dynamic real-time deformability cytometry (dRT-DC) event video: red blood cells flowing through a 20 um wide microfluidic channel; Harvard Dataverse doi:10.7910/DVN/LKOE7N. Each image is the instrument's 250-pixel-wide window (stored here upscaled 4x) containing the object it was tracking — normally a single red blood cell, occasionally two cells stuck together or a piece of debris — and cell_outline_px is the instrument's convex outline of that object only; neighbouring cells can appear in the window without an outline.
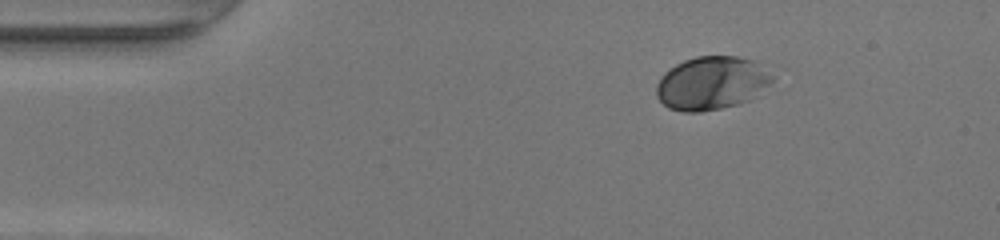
{"species": "human", "species_latin": "Homo sapiens", "temperature_condition": "warm", "stored_images_in_passage": 42, "camera_frame_rate_fps": 3000, "um_per_image_px": 0.085, "donor": {"sex": "female"}, "frame": {"image": 1, "passage_image": 1, "time_ms": 0.0, "image_size_px": [1000, 240], "cell_outline_px": [[776, 80], [760, 96], [736, 104], [720, 108], [700, 112], [684, 112], [668, 108], [656, 96], [656, 84], [660, 76], [664, 72], [676, 64], [684, 60], [696, 56], [736, 56], [752, 60], [776, 72]], "centroid_in_image_um": [60.57, 7.05], "position_along_channel_um": 24.4, "area_um2": 36.88}}
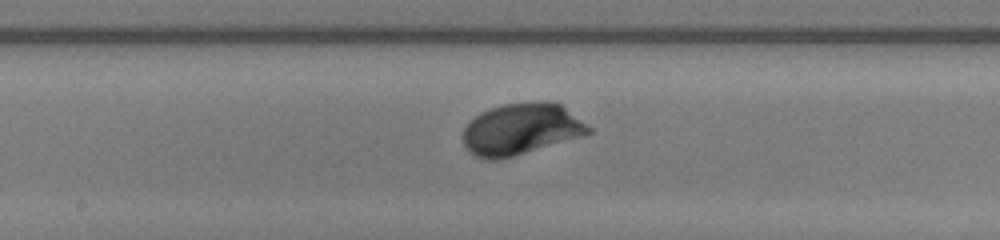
{"frame": {"image": 2, "passage_image": 19, "time_ms": 6.0, "image_size_px": [1000, 240], "cell_outline_px": [[592, 132], [584, 136], [512, 156], [496, 160], [492, 160], [476, 156], [468, 152], [464, 144], [464, 128], [480, 112], [500, 104], [536, 100], [548, 100], [560, 104], [592, 128]], "centroid_in_image_um": [44.31, 10.95], "position_along_channel_um": 203.9, "area_um2": 37.69}}
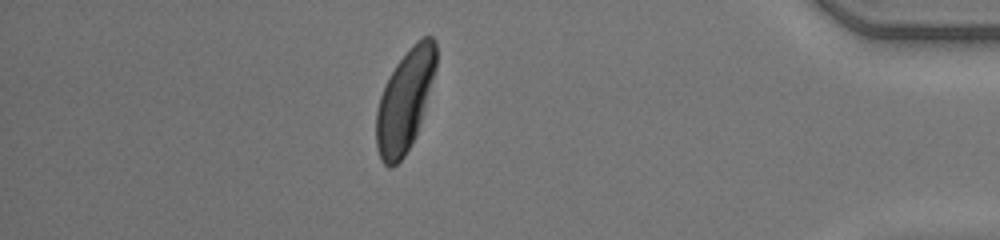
{"frame": {"image": 3, "passage_image": 36, "time_ms": 11.667, "image_size_px": [1000, 240], "cell_outline_px": [[436, 68], [416, 136], [404, 156], [392, 168], [388, 168], [380, 160], [376, 148], [376, 112], [380, 96], [384, 84], [396, 64], [408, 48], [416, 40], [424, 36], [432, 36], [436, 40]], "centroid_in_image_um": [34.4, 8.55], "position_along_channel_um": 400.8, "area_um2": 35.43}, "authors_computed_cell_mechanics": {"area_um2": 36.1539, "velocity_mm_per_s": 4.2488, "shape_relaxation_time_tau1_ms": 1.6775, "shape_relaxation_time_tau2_ms": null, "deformation_change_tau1": 0.115, "deformation_change_tau2": null}}